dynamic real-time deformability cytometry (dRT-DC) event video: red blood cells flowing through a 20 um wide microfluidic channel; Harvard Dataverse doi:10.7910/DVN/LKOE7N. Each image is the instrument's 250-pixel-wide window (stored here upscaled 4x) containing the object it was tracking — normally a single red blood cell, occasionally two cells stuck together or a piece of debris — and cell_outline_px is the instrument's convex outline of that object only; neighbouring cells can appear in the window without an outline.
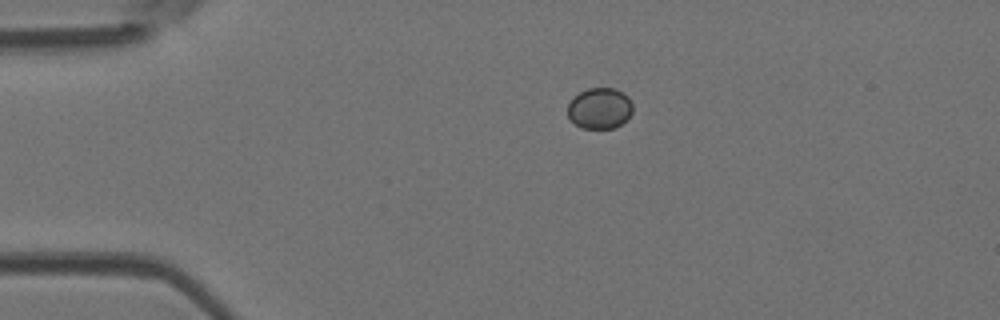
{"species": "Egyptian fruit bat (a non-hibernating species)", "species_latin": "Rousettus aegyptiacus", "temperature_condition": "room temperature", "stored_images_in_passage": 39, "camera_frame_rate_fps": 3000, "um_per_image_px": 0.085, "animal": {"sex": "female"}, "frame": {"image": 1, "passage_image": 1, "time_ms": 0.0, "image_size_px": [1000, 320], "cell_outline_px": [[632, 112], [616, 128], [580, 128], [568, 116], [568, 104], [580, 92], [588, 88], [612, 88], [624, 92], [628, 96], [632, 104]], "centroid_in_image_um": [50.98, 9.2], "position_along_channel_um": 34.0, "area_um2": 15.37}}
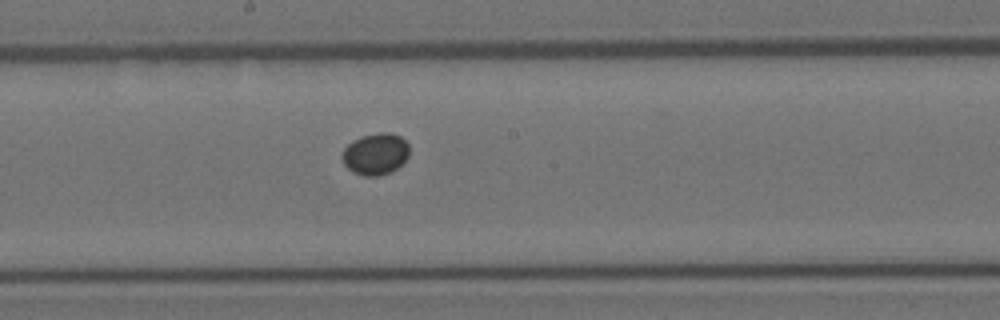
{"frame": {"image": 2, "passage_image": 17, "time_ms": 5.333, "image_size_px": [1000, 320], "cell_outline_px": [[408, 156], [396, 168], [380, 176], [364, 176], [352, 172], [344, 164], [340, 156], [344, 148], [352, 140], [360, 136], [380, 132], [388, 132], [400, 136], [408, 144]], "centroid_in_image_um": [31.87, 13.08], "position_along_channel_um": 216.3, "area_um2": 16.3}}
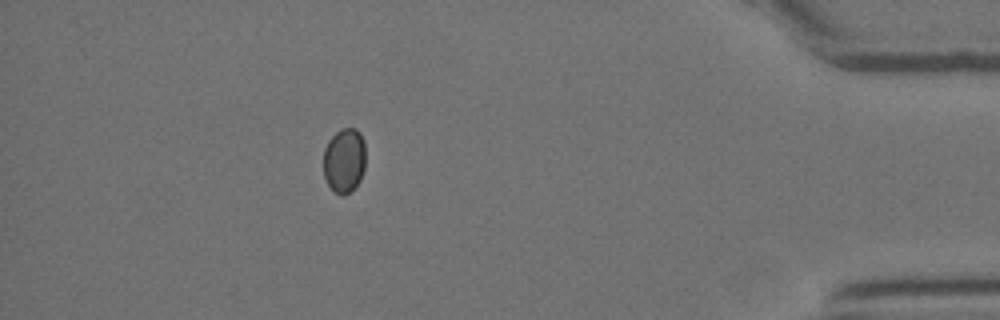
{"frame": {"image": 3, "passage_image": 34, "time_ms": 11.0, "image_size_px": [1000, 320], "cell_outline_px": [[364, 168], [360, 180], [344, 196], [340, 196], [328, 184], [324, 176], [324, 148], [328, 140], [340, 128], [356, 128], [360, 132], [364, 140]], "centroid_in_image_um": [29.25, 13.6], "position_along_channel_um": 405.9, "area_um2": 15.84}}